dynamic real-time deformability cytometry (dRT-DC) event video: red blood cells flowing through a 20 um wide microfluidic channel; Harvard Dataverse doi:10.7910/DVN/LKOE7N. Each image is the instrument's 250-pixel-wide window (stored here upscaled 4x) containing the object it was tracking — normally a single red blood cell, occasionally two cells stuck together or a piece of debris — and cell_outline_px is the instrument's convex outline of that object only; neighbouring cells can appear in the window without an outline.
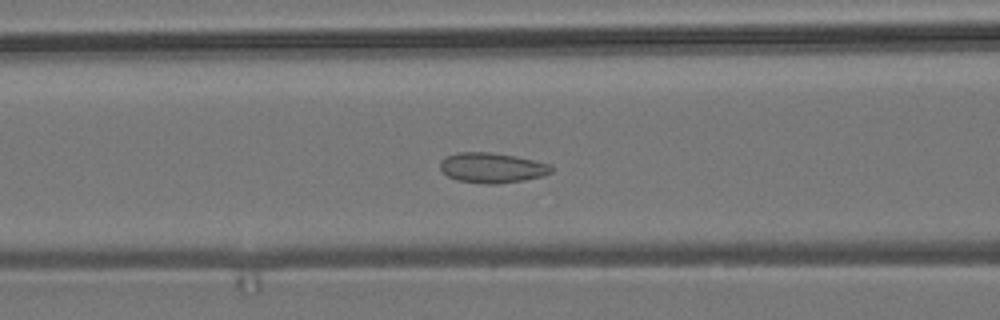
{"species": "common noctule bat (a hibernating species)", "species_latin": "Nyctalus noctula", "temperature_condition": "room temperature", "stored_images_in_passage": 55, "camera_frame_rate_fps": 3000, "um_per_image_px": 0.085, "animal": {"sex": "male", "body_mass_g": 19.2, "forearm_length_mm": 51.8}, "frame": {"image": 1, "passage_image": 22, "time_ms": 7.0, "image_size_px": [1000, 320], "cell_outline_px": [[552, 172], [540, 176], [524, 180], [496, 184], [484, 184], [456, 180], [448, 176], [440, 168], [440, 160], [444, 156], [456, 152], [488, 152], [516, 156], [552, 164]], "centroid_in_image_um": [41.79, 14.25], "position_along_channel_um": 124.8, "area_um2": 19.65}}
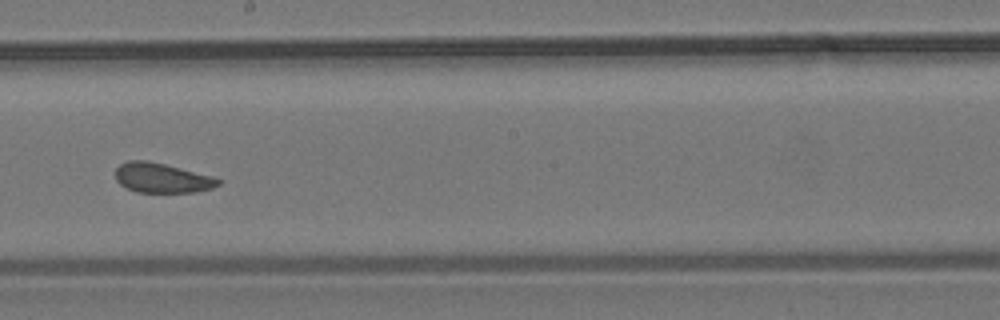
{"frame": {"image": 2, "passage_image": 31, "time_ms": 10.0, "image_size_px": [1000, 320], "cell_outline_px": [[220, 184], [212, 188], [196, 192], [136, 192], [120, 184], [116, 180], [116, 168], [120, 164], [128, 160], [148, 160], [212, 176], [220, 180]], "centroid_in_image_um": [13.74, 15.12], "position_along_channel_um": 234.5, "area_um2": 17.69}}
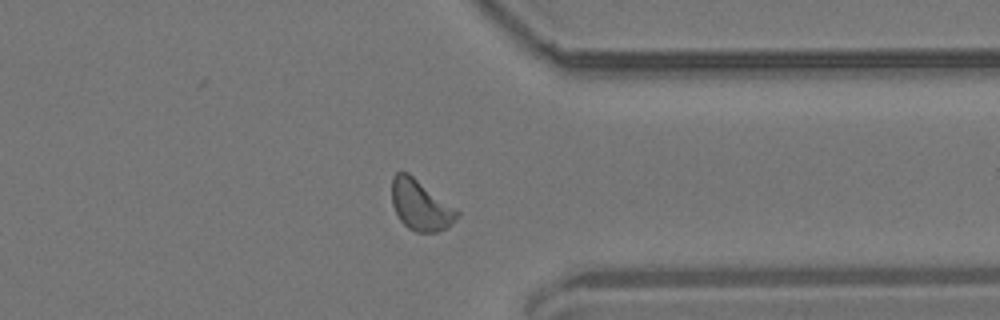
{"frame": {"image": 3, "passage_image": 43, "time_ms": 14.0, "image_size_px": [1000, 320], "cell_outline_px": [[460, 216], [448, 228], [436, 232], [416, 232], [408, 228], [400, 220], [392, 204], [392, 176], [396, 172], [408, 172], [456, 208], [460, 212]], "centroid_in_image_um": [35.76, 17.44], "position_along_channel_um": 375.6, "area_um2": 19.31}, "authors_computed_cell_mechanics": {"area_um2": 18.9006, "velocity_mm_per_s": 3.662, "shape_relaxation_time_tau1_ms": null, "shape_relaxation_time_tau2_ms": 2.5773, "deformation_change_tau1": null, "deformation_change_tau2": 0.0757}}